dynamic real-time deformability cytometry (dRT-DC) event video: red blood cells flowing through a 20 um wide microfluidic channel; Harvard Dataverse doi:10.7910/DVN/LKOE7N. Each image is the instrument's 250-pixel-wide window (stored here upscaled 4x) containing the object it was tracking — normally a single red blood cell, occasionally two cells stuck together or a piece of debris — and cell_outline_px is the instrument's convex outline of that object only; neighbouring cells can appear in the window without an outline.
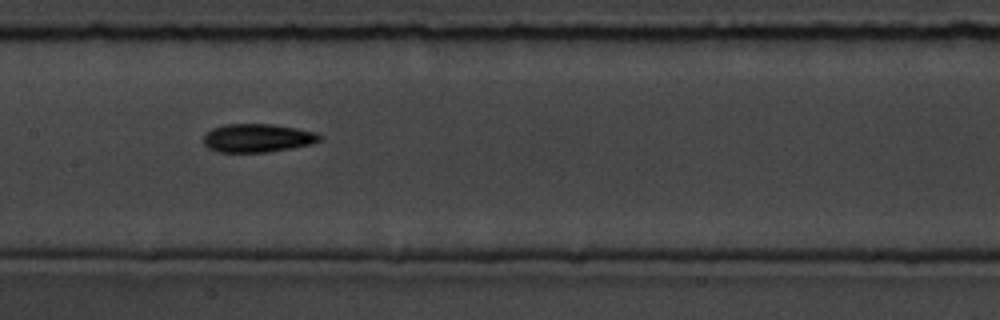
{"species": "common noctule bat (a hibernating species)", "species_latin": "Nyctalus noctula", "temperature_condition": "room temperature", "stored_images_in_passage": 32, "camera_frame_rate_fps": 3000, "um_per_image_px": 0.085, "animal": {"sex": "male", "body_mass_g": 19.5, "forearm_length_mm": 54.6}, "frame": {"image": 1, "passage_image": 10, "time_ms": 3.0, "image_size_px": [1000, 320], "cell_outline_px": [[320, 140], [312, 144], [292, 148], [264, 152], [216, 152], [208, 148], [204, 144], [204, 136], [212, 128], [224, 124], [272, 124], [296, 128], [316, 132], [320, 136]], "centroid_in_image_um": [21.87, 11.73], "position_along_channel_um": 185.5, "area_um2": 19.19}}